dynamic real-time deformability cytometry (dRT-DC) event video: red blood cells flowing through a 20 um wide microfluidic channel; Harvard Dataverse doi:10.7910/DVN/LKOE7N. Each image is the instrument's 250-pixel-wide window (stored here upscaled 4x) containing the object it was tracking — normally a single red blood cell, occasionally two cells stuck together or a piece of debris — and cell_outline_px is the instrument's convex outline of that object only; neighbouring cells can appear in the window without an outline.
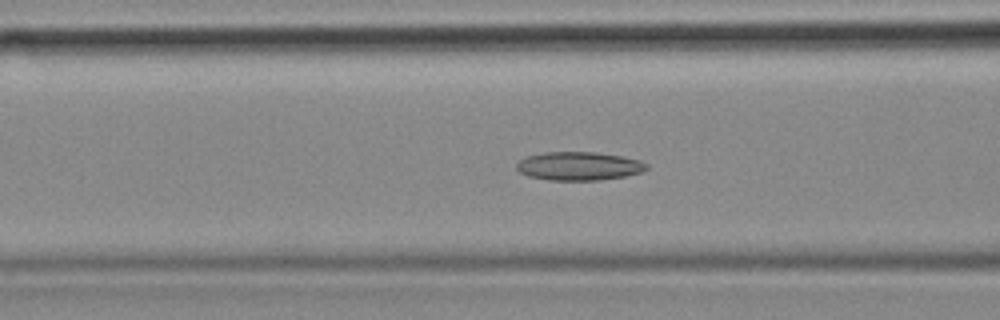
{"species": "common noctule bat (a hibernating species)", "species_latin": "Nyctalus noctula", "temperature_condition": "cold", "stored_images_in_passage": 55, "camera_frame_rate_fps": 3000, "um_per_image_px": 0.085, "animal": {"sex": "female", "body_mass_g": 18.4}, "frame": {"image": 1, "passage_image": 21, "time_ms": 6.667, "image_size_px": [1000, 320], "cell_outline_px": [[648, 168], [644, 172], [624, 176], [600, 180], [548, 180], [528, 176], [520, 172], [516, 168], [516, 164], [524, 156], [544, 152], [596, 152], [624, 156], [640, 160], [648, 164]], "centroid_in_image_um": [49.22, 14.11], "position_along_channel_um": 117.4, "area_um2": 21.85}}
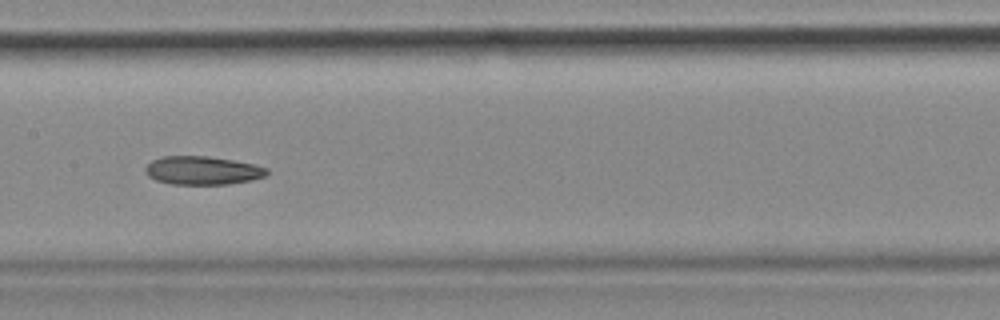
{"frame": {"image": 2, "passage_image": 27, "time_ms": 8.667, "image_size_px": [1000, 320], "cell_outline_px": [[268, 172], [264, 176], [252, 180], [228, 184], [172, 184], [156, 180], [148, 176], [144, 172], [144, 168], [152, 160], [164, 156], [208, 156], [256, 164], [268, 168]], "centroid_in_image_um": [17.21, 14.48], "position_along_channel_um": 190.2, "area_um2": 20.17}}
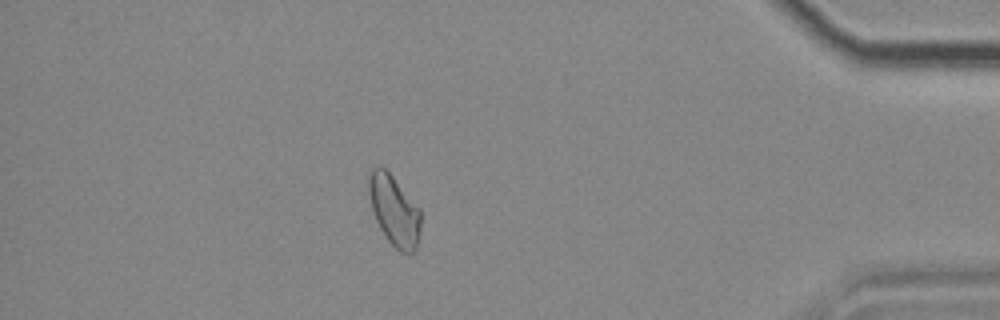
{"frame": {"image": 3, "passage_image": 48, "time_ms": 15.667, "image_size_px": [1000, 320], "cell_outline_px": [[420, 236], [416, 252], [408, 256], [400, 252], [388, 240], [380, 228], [372, 212], [368, 192], [368, 176], [372, 168], [380, 164], [392, 176], [420, 208]], "centroid_in_image_um": [33.51, 17.93], "position_along_channel_um": 401.7, "area_um2": 21.68}}